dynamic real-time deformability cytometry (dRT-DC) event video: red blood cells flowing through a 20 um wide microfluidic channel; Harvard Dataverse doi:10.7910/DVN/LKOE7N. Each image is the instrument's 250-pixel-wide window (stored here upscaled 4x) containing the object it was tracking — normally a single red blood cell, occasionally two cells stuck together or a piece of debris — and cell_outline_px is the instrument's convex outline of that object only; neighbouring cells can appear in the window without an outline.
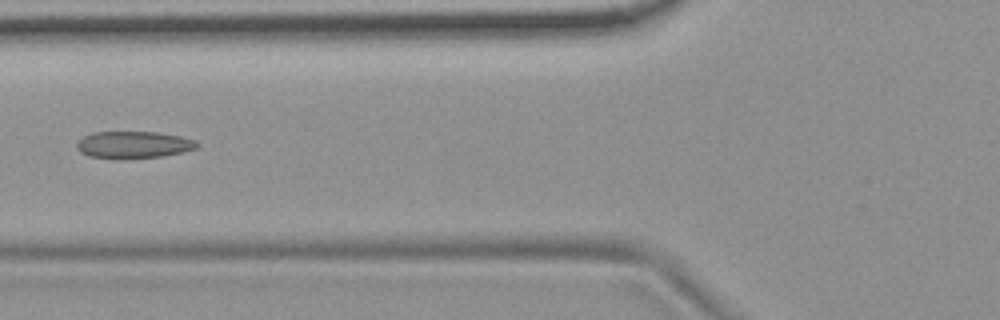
{"species": "common noctule bat (a hibernating species)", "species_latin": "Nyctalus noctula", "temperature_condition": "room temperature", "stored_images_in_passage": 8, "camera_frame_rate_fps": 3000, "um_per_image_px": 0.085, "animal": {"sex": "female", "body_mass_g": 19.9}, "frame": {"image": 1, "passage_image": 6, "time_ms": 5.667, "image_size_px": [1000, 320], "cell_outline_px": [[200, 144], [196, 148], [164, 156], [120, 160], [116, 160], [88, 156], [80, 152], [76, 148], [76, 144], [84, 136], [92, 132], [156, 132], [180, 136], [196, 140]], "centroid_in_image_um": [11.32, 12.32], "position_along_channel_um": 114.5, "area_um2": 19.25}}
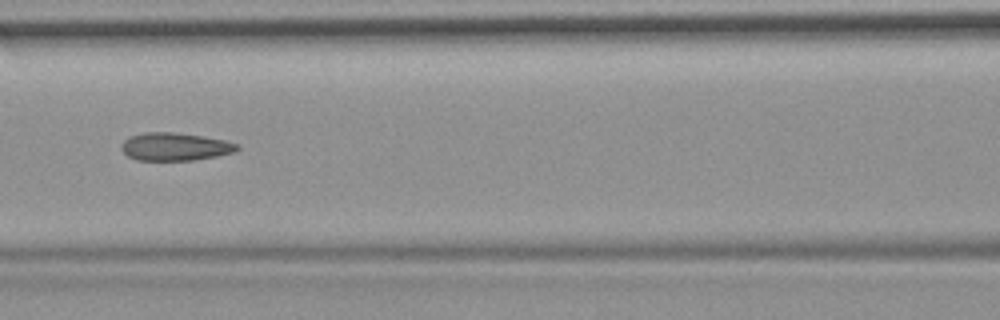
{"frame": {"image": 2, "passage_image": 7, "time_ms": 6.667, "image_size_px": [1000, 320], "cell_outline_px": [[240, 148], [236, 152], [216, 156], [192, 160], [136, 160], [128, 156], [120, 148], [120, 144], [128, 136], [144, 132], [172, 132], [200, 136], [224, 140], [236, 144]], "centroid_in_image_um": [14.83, 12.46], "position_along_channel_um": 151.8, "area_um2": 18.79}}